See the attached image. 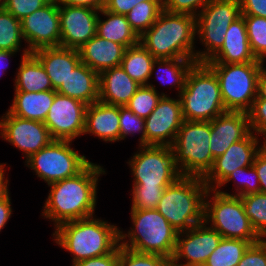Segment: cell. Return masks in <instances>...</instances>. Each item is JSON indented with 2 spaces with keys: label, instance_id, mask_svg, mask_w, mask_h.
<instances>
[{
  "label": "cell",
  "instance_id": "6da1fadb",
  "mask_svg": "<svg viewBox=\"0 0 266 266\" xmlns=\"http://www.w3.org/2000/svg\"><path fill=\"white\" fill-rule=\"evenodd\" d=\"M103 166L90 162L77 175L48 185L42 216L55 228L68 221L94 216L99 177L105 175Z\"/></svg>",
  "mask_w": 266,
  "mask_h": 266
},
{
  "label": "cell",
  "instance_id": "7a4b0ae2",
  "mask_svg": "<svg viewBox=\"0 0 266 266\" xmlns=\"http://www.w3.org/2000/svg\"><path fill=\"white\" fill-rule=\"evenodd\" d=\"M54 230L53 240L72 254V264L107 255L120 244L119 227L95 216L64 222Z\"/></svg>",
  "mask_w": 266,
  "mask_h": 266
},
{
  "label": "cell",
  "instance_id": "3957f363",
  "mask_svg": "<svg viewBox=\"0 0 266 266\" xmlns=\"http://www.w3.org/2000/svg\"><path fill=\"white\" fill-rule=\"evenodd\" d=\"M196 17L163 10L139 42L156 59L195 60Z\"/></svg>",
  "mask_w": 266,
  "mask_h": 266
},
{
  "label": "cell",
  "instance_id": "277c9868",
  "mask_svg": "<svg viewBox=\"0 0 266 266\" xmlns=\"http://www.w3.org/2000/svg\"><path fill=\"white\" fill-rule=\"evenodd\" d=\"M202 177L182 176L167 186L156 210L178 231H186L204 221L208 191Z\"/></svg>",
  "mask_w": 266,
  "mask_h": 266
},
{
  "label": "cell",
  "instance_id": "5b68a950",
  "mask_svg": "<svg viewBox=\"0 0 266 266\" xmlns=\"http://www.w3.org/2000/svg\"><path fill=\"white\" fill-rule=\"evenodd\" d=\"M130 214L133 225L127 233L120 228V246L171 259L178 231L156 209H131Z\"/></svg>",
  "mask_w": 266,
  "mask_h": 266
},
{
  "label": "cell",
  "instance_id": "8992f818",
  "mask_svg": "<svg viewBox=\"0 0 266 266\" xmlns=\"http://www.w3.org/2000/svg\"><path fill=\"white\" fill-rule=\"evenodd\" d=\"M184 120L212 121L226 111L215 72L206 63H195L180 92Z\"/></svg>",
  "mask_w": 266,
  "mask_h": 266
},
{
  "label": "cell",
  "instance_id": "52a82bcc",
  "mask_svg": "<svg viewBox=\"0 0 266 266\" xmlns=\"http://www.w3.org/2000/svg\"><path fill=\"white\" fill-rule=\"evenodd\" d=\"M210 134L211 121L182 123L171 147L183 176L203 178L211 169L214 158L209 148Z\"/></svg>",
  "mask_w": 266,
  "mask_h": 266
},
{
  "label": "cell",
  "instance_id": "ba28073f",
  "mask_svg": "<svg viewBox=\"0 0 266 266\" xmlns=\"http://www.w3.org/2000/svg\"><path fill=\"white\" fill-rule=\"evenodd\" d=\"M204 221L222 238L240 239L251 244L260 241L245 214L239 196L225 195L216 189H208L205 196Z\"/></svg>",
  "mask_w": 266,
  "mask_h": 266
},
{
  "label": "cell",
  "instance_id": "9c48e42d",
  "mask_svg": "<svg viewBox=\"0 0 266 266\" xmlns=\"http://www.w3.org/2000/svg\"><path fill=\"white\" fill-rule=\"evenodd\" d=\"M217 75L226 111L248 113L257 97L261 62L206 63Z\"/></svg>",
  "mask_w": 266,
  "mask_h": 266
},
{
  "label": "cell",
  "instance_id": "30bf717a",
  "mask_svg": "<svg viewBox=\"0 0 266 266\" xmlns=\"http://www.w3.org/2000/svg\"><path fill=\"white\" fill-rule=\"evenodd\" d=\"M241 16L239 0H212L196 16V35L205 48L195 51V61L206 63L223 46L225 33Z\"/></svg>",
  "mask_w": 266,
  "mask_h": 266
},
{
  "label": "cell",
  "instance_id": "8fae6325",
  "mask_svg": "<svg viewBox=\"0 0 266 266\" xmlns=\"http://www.w3.org/2000/svg\"><path fill=\"white\" fill-rule=\"evenodd\" d=\"M138 149L126 162L134 179L132 186L167 187L183 176L171 146L142 145Z\"/></svg>",
  "mask_w": 266,
  "mask_h": 266
},
{
  "label": "cell",
  "instance_id": "7c38bea8",
  "mask_svg": "<svg viewBox=\"0 0 266 266\" xmlns=\"http://www.w3.org/2000/svg\"><path fill=\"white\" fill-rule=\"evenodd\" d=\"M68 140H53L25 159V166L48 185L81 172L91 161L72 148Z\"/></svg>",
  "mask_w": 266,
  "mask_h": 266
},
{
  "label": "cell",
  "instance_id": "4fadbf2b",
  "mask_svg": "<svg viewBox=\"0 0 266 266\" xmlns=\"http://www.w3.org/2000/svg\"><path fill=\"white\" fill-rule=\"evenodd\" d=\"M221 239L222 236L207 226L205 221L186 231L178 232L175 251L171 258L172 266H203Z\"/></svg>",
  "mask_w": 266,
  "mask_h": 266
},
{
  "label": "cell",
  "instance_id": "5bb4252c",
  "mask_svg": "<svg viewBox=\"0 0 266 266\" xmlns=\"http://www.w3.org/2000/svg\"><path fill=\"white\" fill-rule=\"evenodd\" d=\"M0 136L26 159L54 140L43 122L17 117L8 110L0 118Z\"/></svg>",
  "mask_w": 266,
  "mask_h": 266
},
{
  "label": "cell",
  "instance_id": "9a60e30c",
  "mask_svg": "<svg viewBox=\"0 0 266 266\" xmlns=\"http://www.w3.org/2000/svg\"><path fill=\"white\" fill-rule=\"evenodd\" d=\"M86 107L87 104L78 99L56 93L43 122L52 138L74 141L84 135Z\"/></svg>",
  "mask_w": 266,
  "mask_h": 266
},
{
  "label": "cell",
  "instance_id": "2e32d148",
  "mask_svg": "<svg viewBox=\"0 0 266 266\" xmlns=\"http://www.w3.org/2000/svg\"><path fill=\"white\" fill-rule=\"evenodd\" d=\"M22 34L27 50L32 53L46 47L60 46L59 3L51 0L47 5L21 20Z\"/></svg>",
  "mask_w": 266,
  "mask_h": 266
},
{
  "label": "cell",
  "instance_id": "e0dca14e",
  "mask_svg": "<svg viewBox=\"0 0 266 266\" xmlns=\"http://www.w3.org/2000/svg\"><path fill=\"white\" fill-rule=\"evenodd\" d=\"M162 96L156 108L144 119L145 145L172 146L184 122L181 101Z\"/></svg>",
  "mask_w": 266,
  "mask_h": 266
},
{
  "label": "cell",
  "instance_id": "ac0fdd59",
  "mask_svg": "<svg viewBox=\"0 0 266 266\" xmlns=\"http://www.w3.org/2000/svg\"><path fill=\"white\" fill-rule=\"evenodd\" d=\"M259 137L251 132L247 137L234 142L224 154L214 159L213 165L203 177L209 189H217L236 169L253 165L259 152Z\"/></svg>",
  "mask_w": 266,
  "mask_h": 266
},
{
  "label": "cell",
  "instance_id": "d6986e66",
  "mask_svg": "<svg viewBox=\"0 0 266 266\" xmlns=\"http://www.w3.org/2000/svg\"><path fill=\"white\" fill-rule=\"evenodd\" d=\"M99 10L59 4L60 46L79 49L96 35Z\"/></svg>",
  "mask_w": 266,
  "mask_h": 266
},
{
  "label": "cell",
  "instance_id": "ffe728a7",
  "mask_svg": "<svg viewBox=\"0 0 266 266\" xmlns=\"http://www.w3.org/2000/svg\"><path fill=\"white\" fill-rule=\"evenodd\" d=\"M248 113L225 111L211 121L209 148L212 156L224 154L231 144L244 139L251 133Z\"/></svg>",
  "mask_w": 266,
  "mask_h": 266
},
{
  "label": "cell",
  "instance_id": "44dd1931",
  "mask_svg": "<svg viewBox=\"0 0 266 266\" xmlns=\"http://www.w3.org/2000/svg\"><path fill=\"white\" fill-rule=\"evenodd\" d=\"M261 62L257 60L250 48L244 17L241 15L231 23L225 33L221 49L206 63H247Z\"/></svg>",
  "mask_w": 266,
  "mask_h": 266
},
{
  "label": "cell",
  "instance_id": "7402d4cb",
  "mask_svg": "<svg viewBox=\"0 0 266 266\" xmlns=\"http://www.w3.org/2000/svg\"><path fill=\"white\" fill-rule=\"evenodd\" d=\"M32 54L42 64L54 90H57L65 82L70 73L81 62L79 50L62 46L41 48Z\"/></svg>",
  "mask_w": 266,
  "mask_h": 266
},
{
  "label": "cell",
  "instance_id": "603a6c76",
  "mask_svg": "<svg viewBox=\"0 0 266 266\" xmlns=\"http://www.w3.org/2000/svg\"><path fill=\"white\" fill-rule=\"evenodd\" d=\"M91 134L102 141H120L119 106L100 101L87 105L84 135Z\"/></svg>",
  "mask_w": 266,
  "mask_h": 266
},
{
  "label": "cell",
  "instance_id": "cb8c5ba5",
  "mask_svg": "<svg viewBox=\"0 0 266 266\" xmlns=\"http://www.w3.org/2000/svg\"><path fill=\"white\" fill-rule=\"evenodd\" d=\"M140 86L121 66L107 69L99 74V101L125 106Z\"/></svg>",
  "mask_w": 266,
  "mask_h": 266
},
{
  "label": "cell",
  "instance_id": "d4e9b609",
  "mask_svg": "<svg viewBox=\"0 0 266 266\" xmlns=\"http://www.w3.org/2000/svg\"><path fill=\"white\" fill-rule=\"evenodd\" d=\"M78 50L81 62L100 74L107 69L120 66L126 48L95 35Z\"/></svg>",
  "mask_w": 266,
  "mask_h": 266
},
{
  "label": "cell",
  "instance_id": "484cf974",
  "mask_svg": "<svg viewBox=\"0 0 266 266\" xmlns=\"http://www.w3.org/2000/svg\"><path fill=\"white\" fill-rule=\"evenodd\" d=\"M56 92L90 105L99 101V74L80 62Z\"/></svg>",
  "mask_w": 266,
  "mask_h": 266
},
{
  "label": "cell",
  "instance_id": "4316f807",
  "mask_svg": "<svg viewBox=\"0 0 266 266\" xmlns=\"http://www.w3.org/2000/svg\"><path fill=\"white\" fill-rule=\"evenodd\" d=\"M56 90L40 92L14 91V98L8 111L17 117L44 122Z\"/></svg>",
  "mask_w": 266,
  "mask_h": 266
},
{
  "label": "cell",
  "instance_id": "83f0119b",
  "mask_svg": "<svg viewBox=\"0 0 266 266\" xmlns=\"http://www.w3.org/2000/svg\"><path fill=\"white\" fill-rule=\"evenodd\" d=\"M14 79V91L40 92L54 90L40 61L27 48L22 50L21 62Z\"/></svg>",
  "mask_w": 266,
  "mask_h": 266
},
{
  "label": "cell",
  "instance_id": "f1b7e54d",
  "mask_svg": "<svg viewBox=\"0 0 266 266\" xmlns=\"http://www.w3.org/2000/svg\"><path fill=\"white\" fill-rule=\"evenodd\" d=\"M99 13L96 35L103 39L119 43L125 48L139 43V36L131 28L126 15L115 14L107 11L105 8L101 9ZM101 15H104V19H106H101Z\"/></svg>",
  "mask_w": 266,
  "mask_h": 266
},
{
  "label": "cell",
  "instance_id": "f546056e",
  "mask_svg": "<svg viewBox=\"0 0 266 266\" xmlns=\"http://www.w3.org/2000/svg\"><path fill=\"white\" fill-rule=\"evenodd\" d=\"M155 59L139 42L126 48L120 66L138 84L148 85Z\"/></svg>",
  "mask_w": 266,
  "mask_h": 266
},
{
  "label": "cell",
  "instance_id": "4dcf8cb0",
  "mask_svg": "<svg viewBox=\"0 0 266 266\" xmlns=\"http://www.w3.org/2000/svg\"><path fill=\"white\" fill-rule=\"evenodd\" d=\"M196 63L195 60L185 58L175 59H155L151 77L157 67V77L162 84H169L171 88H177L178 95L185 87L186 78L189 70ZM163 74H162V72ZM162 74V75H159Z\"/></svg>",
  "mask_w": 266,
  "mask_h": 266
},
{
  "label": "cell",
  "instance_id": "1f68e13d",
  "mask_svg": "<svg viewBox=\"0 0 266 266\" xmlns=\"http://www.w3.org/2000/svg\"><path fill=\"white\" fill-rule=\"evenodd\" d=\"M250 245L249 241L222 238L203 266H237Z\"/></svg>",
  "mask_w": 266,
  "mask_h": 266
},
{
  "label": "cell",
  "instance_id": "d6a6232c",
  "mask_svg": "<svg viewBox=\"0 0 266 266\" xmlns=\"http://www.w3.org/2000/svg\"><path fill=\"white\" fill-rule=\"evenodd\" d=\"M163 11V1H144L135 5L127 14L131 28L140 37L157 20Z\"/></svg>",
  "mask_w": 266,
  "mask_h": 266
},
{
  "label": "cell",
  "instance_id": "836d02e7",
  "mask_svg": "<svg viewBox=\"0 0 266 266\" xmlns=\"http://www.w3.org/2000/svg\"><path fill=\"white\" fill-rule=\"evenodd\" d=\"M22 40L21 20L0 6V50L21 51Z\"/></svg>",
  "mask_w": 266,
  "mask_h": 266
},
{
  "label": "cell",
  "instance_id": "e575fe53",
  "mask_svg": "<svg viewBox=\"0 0 266 266\" xmlns=\"http://www.w3.org/2000/svg\"><path fill=\"white\" fill-rule=\"evenodd\" d=\"M162 96L166 94H160L156 86L149 82L148 85H141L125 106L138 117L145 119L156 108Z\"/></svg>",
  "mask_w": 266,
  "mask_h": 266
},
{
  "label": "cell",
  "instance_id": "d590c367",
  "mask_svg": "<svg viewBox=\"0 0 266 266\" xmlns=\"http://www.w3.org/2000/svg\"><path fill=\"white\" fill-rule=\"evenodd\" d=\"M231 181H234V184L236 185V192H233L234 194L220 190L222 187H224L223 185H226ZM216 190L225 195L239 197L258 193L260 192L259 177L253 165L239 168L232 172Z\"/></svg>",
  "mask_w": 266,
  "mask_h": 266
},
{
  "label": "cell",
  "instance_id": "8d00e7d4",
  "mask_svg": "<svg viewBox=\"0 0 266 266\" xmlns=\"http://www.w3.org/2000/svg\"><path fill=\"white\" fill-rule=\"evenodd\" d=\"M245 214L259 237L266 234V194L262 192L240 196Z\"/></svg>",
  "mask_w": 266,
  "mask_h": 266
},
{
  "label": "cell",
  "instance_id": "74e56055",
  "mask_svg": "<svg viewBox=\"0 0 266 266\" xmlns=\"http://www.w3.org/2000/svg\"><path fill=\"white\" fill-rule=\"evenodd\" d=\"M250 48L257 60L266 57V18L253 15H242Z\"/></svg>",
  "mask_w": 266,
  "mask_h": 266
},
{
  "label": "cell",
  "instance_id": "f35d334b",
  "mask_svg": "<svg viewBox=\"0 0 266 266\" xmlns=\"http://www.w3.org/2000/svg\"><path fill=\"white\" fill-rule=\"evenodd\" d=\"M118 266H172V262L167 257L136 252L119 244Z\"/></svg>",
  "mask_w": 266,
  "mask_h": 266
},
{
  "label": "cell",
  "instance_id": "ab89813d",
  "mask_svg": "<svg viewBox=\"0 0 266 266\" xmlns=\"http://www.w3.org/2000/svg\"><path fill=\"white\" fill-rule=\"evenodd\" d=\"M119 126L120 141L127 138L128 135L141 133L139 137V146L145 145V123L144 119L138 117L126 106H119Z\"/></svg>",
  "mask_w": 266,
  "mask_h": 266
},
{
  "label": "cell",
  "instance_id": "60d3db41",
  "mask_svg": "<svg viewBox=\"0 0 266 266\" xmlns=\"http://www.w3.org/2000/svg\"><path fill=\"white\" fill-rule=\"evenodd\" d=\"M165 188L132 186L131 209H156Z\"/></svg>",
  "mask_w": 266,
  "mask_h": 266
},
{
  "label": "cell",
  "instance_id": "b9f144b4",
  "mask_svg": "<svg viewBox=\"0 0 266 266\" xmlns=\"http://www.w3.org/2000/svg\"><path fill=\"white\" fill-rule=\"evenodd\" d=\"M51 0H3L1 6L15 18L22 20L36 10L47 5Z\"/></svg>",
  "mask_w": 266,
  "mask_h": 266
},
{
  "label": "cell",
  "instance_id": "7bdbcfd3",
  "mask_svg": "<svg viewBox=\"0 0 266 266\" xmlns=\"http://www.w3.org/2000/svg\"><path fill=\"white\" fill-rule=\"evenodd\" d=\"M210 1L212 0H163V10L196 17Z\"/></svg>",
  "mask_w": 266,
  "mask_h": 266
},
{
  "label": "cell",
  "instance_id": "ee69618b",
  "mask_svg": "<svg viewBox=\"0 0 266 266\" xmlns=\"http://www.w3.org/2000/svg\"><path fill=\"white\" fill-rule=\"evenodd\" d=\"M251 131L258 137H266V99L256 98L248 112Z\"/></svg>",
  "mask_w": 266,
  "mask_h": 266
},
{
  "label": "cell",
  "instance_id": "f6af8a7d",
  "mask_svg": "<svg viewBox=\"0 0 266 266\" xmlns=\"http://www.w3.org/2000/svg\"><path fill=\"white\" fill-rule=\"evenodd\" d=\"M237 266H266V248L259 241L251 244Z\"/></svg>",
  "mask_w": 266,
  "mask_h": 266
},
{
  "label": "cell",
  "instance_id": "bcb514c9",
  "mask_svg": "<svg viewBox=\"0 0 266 266\" xmlns=\"http://www.w3.org/2000/svg\"><path fill=\"white\" fill-rule=\"evenodd\" d=\"M119 245L109 254L79 261L72 266H118Z\"/></svg>",
  "mask_w": 266,
  "mask_h": 266
},
{
  "label": "cell",
  "instance_id": "7dc6e473",
  "mask_svg": "<svg viewBox=\"0 0 266 266\" xmlns=\"http://www.w3.org/2000/svg\"><path fill=\"white\" fill-rule=\"evenodd\" d=\"M144 1H163V0H106L105 9L115 14L126 15L136 4Z\"/></svg>",
  "mask_w": 266,
  "mask_h": 266
},
{
  "label": "cell",
  "instance_id": "c3c4849f",
  "mask_svg": "<svg viewBox=\"0 0 266 266\" xmlns=\"http://www.w3.org/2000/svg\"><path fill=\"white\" fill-rule=\"evenodd\" d=\"M241 15L266 18V0H239Z\"/></svg>",
  "mask_w": 266,
  "mask_h": 266
},
{
  "label": "cell",
  "instance_id": "681fc988",
  "mask_svg": "<svg viewBox=\"0 0 266 266\" xmlns=\"http://www.w3.org/2000/svg\"><path fill=\"white\" fill-rule=\"evenodd\" d=\"M260 182V192L266 194V157L258 152L253 161Z\"/></svg>",
  "mask_w": 266,
  "mask_h": 266
},
{
  "label": "cell",
  "instance_id": "f907efd6",
  "mask_svg": "<svg viewBox=\"0 0 266 266\" xmlns=\"http://www.w3.org/2000/svg\"><path fill=\"white\" fill-rule=\"evenodd\" d=\"M10 193L8 192L4 197L0 199V232L6 227L8 220L12 215V206Z\"/></svg>",
  "mask_w": 266,
  "mask_h": 266
},
{
  "label": "cell",
  "instance_id": "816d5d0a",
  "mask_svg": "<svg viewBox=\"0 0 266 266\" xmlns=\"http://www.w3.org/2000/svg\"><path fill=\"white\" fill-rule=\"evenodd\" d=\"M57 1L59 4L88 7L100 11L105 7L106 0H57Z\"/></svg>",
  "mask_w": 266,
  "mask_h": 266
},
{
  "label": "cell",
  "instance_id": "f5cc1de1",
  "mask_svg": "<svg viewBox=\"0 0 266 266\" xmlns=\"http://www.w3.org/2000/svg\"><path fill=\"white\" fill-rule=\"evenodd\" d=\"M7 163H0V199L4 197L10 190L8 189L9 186V180L8 178H5L6 174L5 172V166Z\"/></svg>",
  "mask_w": 266,
  "mask_h": 266
},
{
  "label": "cell",
  "instance_id": "db71d44e",
  "mask_svg": "<svg viewBox=\"0 0 266 266\" xmlns=\"http://www.w3.org/2000/svg\"><path fill=\"white\" fill-rule=\"evenodd\" d=\"M266 99V73L261 70L258 77L257 97Z\"/></svg>",
  "mask_w": 266,
  "mask_h": 266
},
{
  "label": "cell",
  "instance_id": "11a10c76",
  "mask_svg": "<svg viewBox=\"0 0 266 266\" xmlns=\"http://www.w3.org/2000/svg\"><path fill=\"white\" fill-rule=\"evenodd\" d=\"M17 52H20V51H7V50H0V64H2L4 62L5 64V61L8 60L9 58L11 59V57H13V55L17 54ZM2 64V65H4ZM2 67V68H1ZM5 66L3 68V66H0V73H4L5 71ZM1 73V74H2ZM0 74V75H1ZM1 77V76H0Z\"/></svg>",
  "mask_w": 266,
  "mask_h": 266
},
{
  "label": "cell",
  "instance_id": "9f6ffc18",
  "mask_svg": "<svg viewBox=\"0 0 266 266\" xmlns=\"http://www.w3.org/2000/svg\"><path fill=\"white\" fill-rule=\"evenodd\" d=\"M259 152L266 157V137L263 138V142L259 144Z\"/></svg>",
  "mask_w": 266,
  "mask_h": 266
},
{
  "label": "cell",
  "instance_id": "6f0895ef",
  "mask_svg": "<svg viewBox=\"0 0 266 266\" xmlns=\"http://www.w3.org/2000/svg\"><path fill=\"white\" fill-rule=\"evenodd\" d=\"M260 242L265 246L266 248V234L260 237Z\"/></svg>",
  "mask_w": 266,
  "mask_h": 266
},
{
  "label": "cell",
  "instance_id": "680465c9",
  "mask_svg": "<svg viewBox=\"0 0 266 266\" xmlns=\"http://www.w3.org/2000/svg\"><path fill=\"white\" fill-rule=\"evenodd\" d=\"M262 70L266 73V67L264 64H262Z\"/></svg>",
  "mask_w": 266,
  "mask_h": 266
},
{
  "label": "cell",
  "instance_id": "91938a15",
  "mask_svg": "<svg viewBox=\"0 0 266 266\" xmlns=\"http://www.w3.org/2000/svg\"><path fill=\"white\" fill-rule=\"evenodd\" d=\"M266 60V57L261 60V64H264Z\"/></svg>",
  "mask_w": 266,
  "mask_h": 266
}]
</instances>
